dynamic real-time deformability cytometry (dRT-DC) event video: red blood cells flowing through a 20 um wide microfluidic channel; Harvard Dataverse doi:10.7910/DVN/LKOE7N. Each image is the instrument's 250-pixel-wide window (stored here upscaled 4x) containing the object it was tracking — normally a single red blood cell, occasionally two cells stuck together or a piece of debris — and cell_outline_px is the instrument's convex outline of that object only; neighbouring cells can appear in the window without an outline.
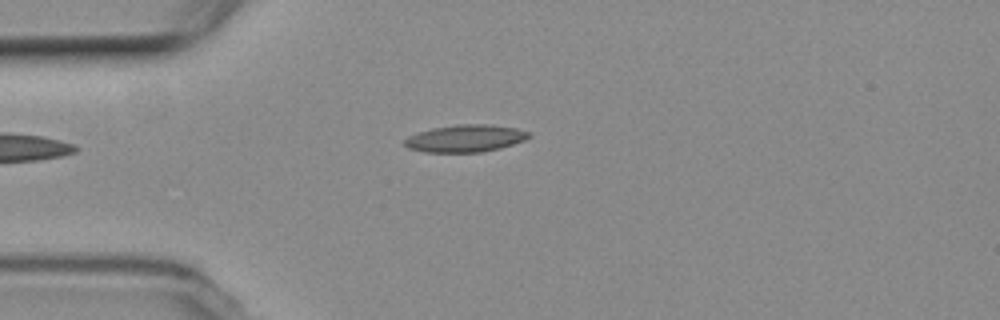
{"species": "common noctule bat (a hibernating species)", "species_latin": "Nyctalus noctula", "temperature_condition": "room temperature", "stored_images_in_passage": 5, "camera_frame_rate_fps": 3000, "um_per_image_px": 0.085, "animal": {"sex": "female", "body_mass_g": 19.3, "forearm_length_mm": 54.1}, "frame": {"image": 1, "passage_image": 5, "time_ms": 4.667, "image_size_px": [1000, 320], "cell_outline_px": [[532, 136], [524, 140], [500, 148], [480, 152], [424, 152], [408, 148], [404, 144], [404, 140], [408, 136], [432, 128], [456, 124], [488, 124], [516, 128], [528, 132]], "centroid_in_image_um": [39.55, 11.76], "position_along_channel_um": 45.5, "area_um2": 19.65}}